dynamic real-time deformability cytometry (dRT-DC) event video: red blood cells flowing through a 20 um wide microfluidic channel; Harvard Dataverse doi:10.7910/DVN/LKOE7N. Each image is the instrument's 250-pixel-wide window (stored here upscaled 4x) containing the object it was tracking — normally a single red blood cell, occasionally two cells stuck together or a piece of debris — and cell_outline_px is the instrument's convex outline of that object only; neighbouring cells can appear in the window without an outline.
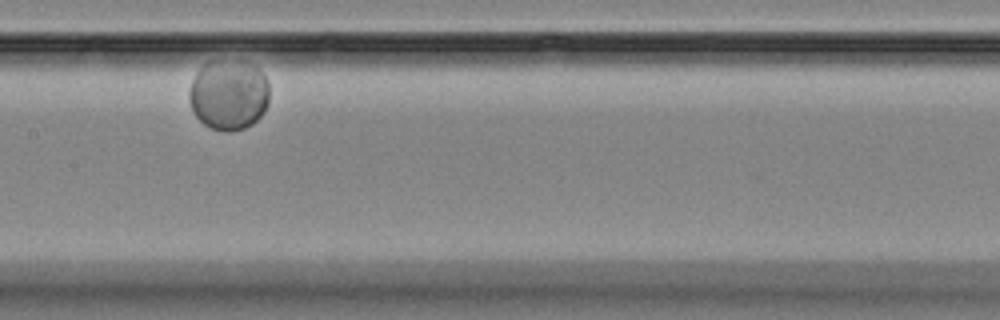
{"species": "Egyptian fruit bat (a non-hibernating species)", "species_latin": "Rousettus aegyptiacus", "temperature_condition": "room temperature", "stored_images_in_passage": 7, "camera_frame_rate_fps": 3000, "um_per_image_px": 0.085, "animal": {"sex": "female"}, "frame": {"image": 1, "passage_image": 5, "time_ms": 4.333, "image_size_px": [1000, 320], "cell_outline_px": [[268, 104], [264, 112], [252, 124], [244, 128], [228, 132], [224, 132], [212, 128], [204, 124], [192, 112], [188, 96], [188, 92], [192, 80], [196, 72], [204, 64], [208, 64], [256, 68], [268, 80]], "centroid_in_image_um": [19.4, 8.19], "position_along_channel_um": 188.0, "area_um2": 31.5}}
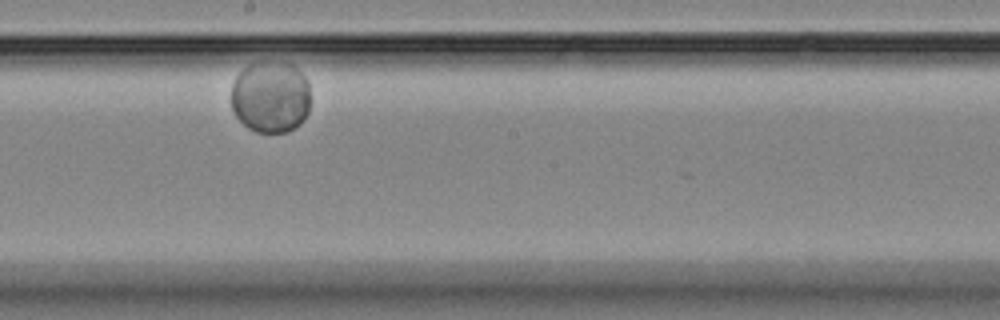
{"frame": {"image": 2, "passage_image": 6, "time_ms": 5.667, "image_size_px": [1000, 320], "cell_outline_px": [[308, 112], [304, 120], [300, 124], [288, 132], [256, 132], [248, 128], [236, 116], [232, 108], [232, 84], [236, 76], [244, 68], [252, 64], [288, 64], [296, 68], [308, 80]], "centroid_in_image_um": [22.99, 8.29], "position_along_channel_um": 225.2, "area_um2": 32.66}}